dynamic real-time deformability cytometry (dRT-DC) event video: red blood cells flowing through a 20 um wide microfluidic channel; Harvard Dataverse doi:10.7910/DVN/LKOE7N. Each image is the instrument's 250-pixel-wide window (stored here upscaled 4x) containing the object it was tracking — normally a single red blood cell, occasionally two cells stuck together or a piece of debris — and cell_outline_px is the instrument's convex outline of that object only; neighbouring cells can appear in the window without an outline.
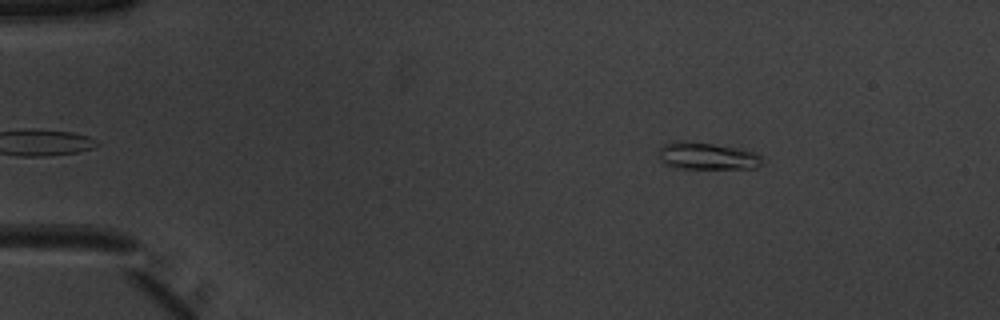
{"species": "common noctule bat (a hibernating species)", "species_latin": "Nyctalus noctula", "temperature_condition": "warm", "stored_images_in_passage": 46, "camera_frame_rate_fps": 3000, "um_per_image_px": 0.085, "animal": {"sex": "male", "body_mass_g": 20.1, "forearm_length_mm": 53.5}, "frame": {"image": 1, "passage_image": 2, "time_ms": 0.333, "image_size_px": [1000, 320], "cell_outline_px": [[760, 164], [756, 168], [676, 168], [664, 164], [660, 160], [660, 148], [664, 144], [676, 140], [684, 140], [740, 148], [756, 152], [760, 156]], "centroid_in_image_um": [60.07, 13.25], "position_along_channel_um": 24.9, "area_um2": 16.3}}
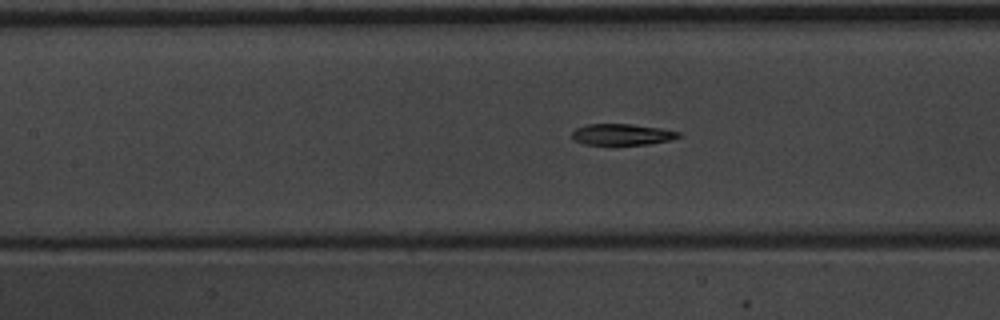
{"frame": {"image": 2, "passage_image": 18, "time_ms": 5.667, "image_size_px": [1000, 320], "cell_outline_px": [[680, 136], [672, 140], [648, 144], [584, 144], [576, 140], [572, 136], [572, 132], [576, 128], [588, 124], [632, 124], [660, 128], [680, 132]], "centroid_in_image_um": [52.89, 11.42], "position_along_channel_um": 154.5, "area_um2": 13.01}}
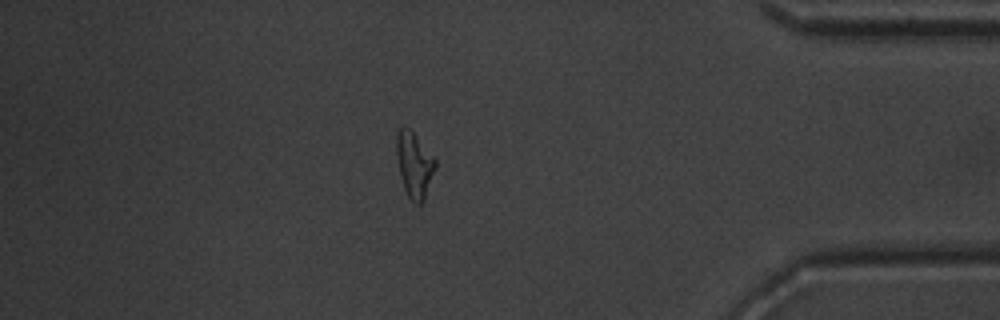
{"frame": {"image": 3, "passage_image": 39, "time_ms": 12.667, "image_size_px": [1000, 320], "cell_outline_px": [[436, 168], [424, 200], [420, 204], [416, 204], [408, 196], [404, 188], [396, 156], [396, 136], [400, 128], [404, 124], [416, 136], [436, 160]], "centroid_in_image_um": [35.21, 14.0], "position_along_channel_um": 400.0, "area_um2": 14.62}, "authors_computed_cell_mechanics": {"area_um2": 14.45, "velocity_mm_per_s": 3.9677, "shape_relaxation_time_tau1_ms": 6.7838, "shape_relaxation_time_tau2_ms": 3.9699, "deformation_change_tau1": 0.2286, "deformation_change_tau2": 0.0905}}